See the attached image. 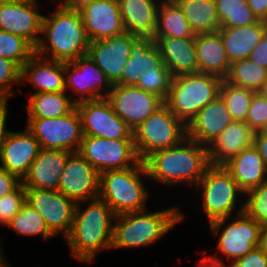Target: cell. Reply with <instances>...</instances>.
Listing matches in <instances>:
<instances>
[{
  "mask_svg": "<svg viewBox=\"0 0 267 267\" xmlns=\"http://www.w3.org/2000/svg\"><path fill=\"white\" fill-rule=\"evenodd\" d=\"M41 34L45 37L40 38L35 47V53L39 56L70 62L88 53L90 41L81 13L75 5L59 4L50 15H43Z\"/></svg>",
  "mask_w": 267,
  "mask_h": 267,
  "instance_id": "cell-1",
  "label": "cell"
},
{
  "mask_svg": "<svg viewBox=\"0 0 267 267\" xmlns=\"http://www.w3.org/2000/svg\"><path fill=\"white\" fill-rule=\"evenodd\" d=\"M76 203L70 234L65 238L79 263L92 262L97 252L112 248L115 214L99 197Z\"/></svg>",
  "mask_w": 267,
  "mask_h": 267,
  "instance_id": "cell-2",
  "label": "cell"
},
{
  "mask_svg": "<svg viewBox=\"0 0 267 267\" xmlns=\"http://www.w3.org/2000/svg\"><path fill=\"white\" fill-rule=\"evenodd\" d=\"M144 162L149 178L169 187L183 183L195 187L211 165L207 146L188 137L176 146L154 152Z\"/></svg>",
  "mask_w": 267,
  "mask_h": 267,
  "instance_id": "cell-3",
  "label": "cell"
},
{
  "mask_svg": "<svg viewBox=\"0 0 267 267\" xmlns=\"http://www.w3.org/2000/svg\"><path fill=\"white\" fill-rule=\"evenodd\" d=\"M185 217L177 207L153 213L144 210L116 215L111 249L150 246L163 238Z\"/></svg>",
  "mask_w": 267,
  "mask_h": 267,
  "instance_id": "cell-4",
  "label": "cell"
},
{
  "mask_svg": "<svg viewBox=\"0 0 267 267\" xmlns=\"http://www.w3.org/2000/svg\"><path fill=\"white\" fill-rule=\"evenodd\" d=\"M143 176L149 178L145 162L121 170H109L100 174L99 198L120 215L147 210L149 191L143 183Z\"/></svg>",
  "mask_w": 267,
  "mask_h": 267,
  "instance_id": "cell-5",
  "label": "cell"
},
{
  "mask_svg": "<svg viewBox=\"0 0 267 267\" xmlns=\"http://www.w3.org/2000/svg\"><path fill=\"white\" fill-rule=\"evenodd\" d=\"M223 79L206 73L173 76L165 105L186 126L219 96Z\"/></svg>",
  "mask_w": 267,
  "mask_h": 267,
  "instance_id": "cell-6",
  "label": "cell"
},
{
  "mask_svg": "<svg viewBox=\"0 0 267 267\" xmlns=\"http://www.w3.org/2000/svg\"><path fill=\"white\" fill-rule=\"evenodd\" d=\"M195 188L202 191L201 204L208 224L217 219L230 218L233 213L244 212V202L240 209H237L236 204L245 193L223 166L210 165Z\"/></svg>",
  "mask_w": 267,
  "mask_h": 267,
  "instance_id": "cell-7",
  "label": "cell"
},
{
  "mask_svg": "<svg viewBox=\"0 0 267 267\" xmlns=\"http://www.w3.org/2000/svg\"><path fill=\"white\" fill-rule=\"evenodd\" d=\"M187 137V126L164 104L134 131V146L140 161L154 152L181 143Z\"/></svg>",
  "mask_w": 267,
  "mask_h": 267,
  "instance_id": "cell-8",
  "label": "cell"
},
{
  "mask_svg": "<svg viewBox=\"0 0 267 267\" xmlns=\"http://www.w3.org/2000/svg\"><path fill=\"white\" fill-rule=\"evenodd\" d=\"M229 218L217 219L209 223L214 236H220L218 248L227 260L237 261L248 252L259 246L261 225L245 212L233 215ZM226 222L228 225L225 226ZM223 226H225L223 228ZM222 230V232H221Z\"/></svg>",
  "mask_w": 267,
  "mask_h": 267,
  "instance_id": "cell-9",
  "label": "cell"
},
{
  "mask_svg": "<svg viewBox=\"0 0 267 267\" xmlns=\"http://www.w3.org/2000/svg\"><path fill=\"white\" fill-rule=\"evenodd\" d=\"M26 127L42 149L76 152L83 138L81 118L76 108L57 118H27Z\"/></svg>",
  "mask_w": 267,
  "mask_h": 267,
  "instance_id": "cell-10",
  "label": "cell"
},
{
  "mask_svg": "<svg viewBox=\"0 0 267 267\" xmlns=\"http://www.w3.org/2000/svg\"><path fill=\"white\" fill-rule=\"evenodd\" d=\"M78 152L101 174L135 166L137 156L133 139H104L83 135Z\"/></svg>",
  "mask_w": 267,
  "mask_h": 267,
  "instance_id": "cell-11",
  "label": "cell"
},
{
  "mask_svg": "<svg viewBox=\"0 0 267 267\" xmlns=\"http://www.w3.org/2000/svg\"><path fill=\"white\" fill-rule=\"evenodd\" d=\"M106 99L115 114L133 131L152 113L161 108L165 101L136 86L112 85Z\"/></svg>",
  "mask_w": 267,
  "mask_h": 267,
  "instance_id": "cell-12",
  "label": "cell"
},
{
  "mask_svg": "<svg viewBox=\"0 0 267 267\" xmlns=\"http://www.w3.org/2000/svg\"><path fill=\"white\" fill-rule=\"evenodd\" d=\"M81 118L82 133L104 139H133V130L118 117L106 99L76 104Z\"/></svg>",
  "mask_w": 267,
  "mask_h": 267,
  "instance_id": "cell-13",
  "label": "cell"
},
{
  "mask_svg": "<svg viewBox=\"0 0 267 267\" xmlns=\"http://www.w3.org/2000/svg\"><path fill=\"white\" fill-rule=\"evenodd\" d=\"M26 202L38 211L49 232L66 238L71 231L76 203L58 190L25 187Z\"/></svg>",
  "mask_w": 267,
  "mask_h": 267,
  "instance_id": "cell-14",
  "label": "cell"
},
{
  "mask_svg": "<svg viewBox=\"0 0 267 267\" xmlns=\"http://www.w3.org/2000/svg\"><path fill=\"white\" fill-rule=\"evenodd\" d=\"M100 173L78 152H71L61 173L58 191L75 203L99 197Z\"/></svg>",
  "mask_w": 267,
  "mask_h": 267,
  "instance_id": "cell-15",
  "label": "cell"
},
{
  "mask_svg": "<svg viewBox=\"0 0 267 267\" xmlns=\"http://www.w3.org/2000/svg\"><path fill=\"white\" fill-rule=\"evenodd\" d=\"M140 38L130 33L91 41L87 55L95 62L111 85L120 84L133 45Z\"/></svg>",
  "mask_w": 267,
  "mask_h": 267,
  "instance_id": "cell-16",
  "label": "cell"
},
{
  "mask_svg": "<svg viewBox=\"0 0 267 267\" xmlns=\"http://www.w3.org/2000/svg\"><path fill=\"white\" fill-rule=\"evenodd\" d=\"M65 80L66 92L71 88L78 96L77 103L106 98L112 87L88 55L65 62Z\"/></svg>",
  "mask_w": 267,
  "mask_h": 267,
  "instance_id": "cell-17",
  "label": "cell"
},
{
  "mask_svg": "<svg viewBox=\"0 0 267 267\" xmlns=\"http://www.w3.org/2000/svg\"><path fill=\"white\" fill-rule=\"evenodd\" d=\"M75 6L90 42L125 33L118 0H79Z\"/></svg>",
  "mask_w": 267,
  "mask_h": 267,
  "instance_id": "cell-18",
  "label": "cell"
},
{
  "mask_svg": "<svg viewBox=\"0 0 267 267\" xmlns=\"http://www.w3.org/2000/svg\"><path fill=\"white\" fill-rule=\"evenodd\" d=\"M38 0L0 4V30L22 36L34 47L39 43L43 15Z\"/></svg>",
  "mask_w": 267,
  "mask_h": 267,
  "instance_id": "cell-19",
  "label": "cell"
},
{
  "mask_svg": "<svg viewBox=\"0 0 267 267\" xmlns=\"http://www.w3.org/2000/svg\"><path fill=\"white\" fill-rule=\"evenodd\" d=\"M40 150L39 141L27 128L20 132L10 131L2 147L0 166L22 180Z\"/></svg>",
  "mask_w": 267,
  "mask_h": 267,
  "instance_id": "cell-20",
  "label": "cell"
},
{
  "mask_svg": "<svg viewBox=\"0 0 267 267\" xmlns=\"http://www.w3.org/2000/svg\"><path fill=\"white\" fill-rule=\"evenodd\" d=\"M21 83H30L35 92H66L65 62L51 60L36 53L21 67Z\"/></svg>",
  "mask_w": 267,
  "mask_h": 267,
  "instance_id": "cell-21",
  "label": "cell"
},
{
  "mask_svg": "<svg viewBox=\"0 0 267 267\" xmlns=\"http://www.w3.org/2000/svg\"><path fill=\"white\" fill-rule=\"evenodd\" d=\"M71 152L42 149L30 164L28 173L21 180L24 187L58 190L61 173Z\"/></svg>",
  "mask_w": 267,
  "mask_h": 267,
  "instance_id": "cell-22",
  "label": "cell"
},
{
  "mask_svg": "<svg viewBox=\"0 0 267 267\" xmlns=\"http://www.w3.org/2000/svg\"><path fill=\"white\" fill-rule=\"evenodd\" d=\"M255 131L246 123L232 121L208 146L211 165L223 166L241 151L253 145Z\"/></svg>",
  "mask_w": 267,
  "mask_h": 267,
  "instance_id": "cell-23",
  "label": "cell"
},
{
  "mask_svg": "<svg viewBox=\"0 0 267 267\" xmlns=\"http://www.w3.org/2000/svg\"><path fill=\"white\" fill-rule=\"evenodd\" d=\"M233 121L220 96L202 108L187 126V137L208 146Z\"/></svg>",
  "mask_w": 267,
  "mask_h": 267,
  "instance_id": "cell-24",
  "label": "cell"
},
{
  "mask_svg": "<svg viewBox=\"0 0 267 267\" xmlns=\"http://www.w3.org/2000/svg\"><path fill=\"white\" fill-rule=\"evenodd\" d=\"M162 0H118L125 32L153 39Z\"/></svg>",
  "mask_w": 267,
  "mask_h": 267,
  "instance_id": "cell-25",
  "label": "cell"
},
{
  "mask_svg": "<svg viewBox=\"0 0 267 267\" xmlns=\"http://www.w3.org/2000/svg\"><path fill=\"white\" fill-rule=\"evenodd\" d=\"M172 76L198 73L195 39L153 37Z\"/></svg>",
  "mask_w": 267,
  "mask_h": 267,
  "instance_id": "cell-26",
  "label": "cell"
},
{
  "mask_svg": "<svg viewBox=\"0 0 267 267\" xmlns=\"http://www.w3.org/2000/svg\"><path fill=\"white\" fill-rule=\"evenodd\" d=\"M267 31V21L258 20L252 25L221 27L220 34L230 64L249 58Z\"/></svg>",
  "mask_w": 267,
  "mask_h": 267,
  "instance_id": "cell-27",
  "label": "cell"
},
{
  "mask_svg": "<svg viewBox=\"0 0 267 267\" xmlns=\"http://www.w3.org/2000/svg\"><path fill=\"white\" fill-rule=\"evenodd\" d=\"M223 167L244 193L267 180V167L254 145L241 151Z\"/></svg>",
  "mask_w": 267,
  "mask_h": 267,
  "instance_id": "cell-28",
  "label": "cell"
},
{
  "mask_svg": "<svg viewBox=\"0 0 267 267\" xmlns=\"http://www.w3.org/2000/svg\"><path fill=\"white\" fill-rule=\"evenodd\" d=\"M198 73L216 75L225 79L230 70L222 38L218 32L195 35Z\"/></svg>",
  "mask_w": 267,
  "mask_h": 267,
  "instance_id": "cell-29",
  "label": "cell"
},
{
  "mask_svg": "<svg viewBox=\"0 0 267 267\" xmlns=\"http://www.w3.org/2000/svg\"><path fill=\"white\" fill-rule=\"evenodd\" d=\"M154 67H166L158 46L151 38H140L131 50V57L125 64L121 77V85L135 86L139 79L140 73Z\"/></svg>",
  "mask_w": 267,
  "mask_h": 267,
  "instance_id": "cell-30",
  "label": "cell"
},
{
  "mask_svg": "<svg viewBox=\"0 0 267 267\" xmlns=\"http://www.w3.org/2000/svg\"><path fill=\"white\" fill-rule=\"evenodd\" d=\"M68 92L30 93L27 118H57L76 108L77 97Z\"/></svg>",
  "mask_w": 267,
  "mask_h": 267,
  "instance_id": "cell-31",
  "label": "cell"
},
{
  "mask_svg": "<svg viewBox=\"0 0 267 267\" xmlns=\"http://www.w3.org/2000/svg\"><path fill=\"white\" fill-rule=\"evenodd\" d=\"M195 35L216 33L220 28L215 0H174Z\"/></svg>",
  "mask_w": 267,
  "mask_h": 267,
  "instance_id": "cell-32",
  "label": "cell"
},
{
  "mask_svg": "<svg viewBox=\"0 0 267 267\" xmlns=\"http://www.w3.org/2000/svg\"><path fill=\"white\" fill-rule=\"evenodd\" d=\"M154 37L195 39L182 9L174 0H162L157 12Z\"/></svg>",
  "mask_w": 267,
  "mask_h": 267,
  "instance_id": "cell-33",
  "label": "cell"
},
{
  "mask_svg": "<svg viewBox=\"0 0 267 267\" xmlns=\"http://www.w3.org/2000/svg\"><path fill=\"white\" fill-rule=\"evenodd\" d=\"M225 80L232 85L258 92L267 81V69L247 59L230 64Z\"/></svg>",
  "mask_w": 267,
  "mask_h": 267,
  "instance_id": "cell-34",
  "label": "cell"
},
{
  "mask_svg": "<svg viewBox=\"0 0 267 267\" xmlns=\"http://www.w3.org/2000/svg\"><path fill=\"white\" fill-rule=\"evenodd\" d=\"M221 27H241L258 21L247 0H215Z\"/></svg>",
  "mask_w": 267,
  "mask_h": 267,
  "instance_id": "cell-35",
  "label": "cell"
},
{
  "mask_svg": "<svg viewBox=\"0 0 267 267\" xmlns=\"http://www.w3.org/2000/svg\"><path fill=\"white\" fill-rule=\"evenodd\" d=\"M7 227L23 236L41 235L45 240L53 237L41 214L27 202L11 219Z\"/></svg>",
  "mask_w": 267,
  "mask_h": 267,
  "instance_id": "cell-36",
  "label": "cell"
},
{
  "mask_svg": "<svg viewBox=\"0 0 267 267\" xmlns=\"http://www.w3.org/2000/svg\"><path fill=\"white\" fill-rule=\"evenodd\" d=\"M254 91L232 85L223 79L219 96L222 98L233 121L245 122Z\"/></svg>",
  "mask_w": 267,
  "mask_h": 267,
  "instance_id": "cell-37",
  "label": "cell"
},
{
  "mask_svg": "<svg viewBox=\"0 0 267 267\" xmlns=\"http://www.w3.org/2000/svg\"><path fill=\"white\" fill-rule=\"evenodd\" d=\"M35 54V47L22 36L0 30V57L20 68Z\"/></svg>",
  "mask_w": 267,
  "mask_h": 267,
  "instance_id": "cell-38",
  "label": "cell"
},
{
  "mask_svg": "<svg viewBox=\"0 0 267 267\" xmlns=\"http://www.w3.org/2000/svg\"><path fill=\"white\" fill-rule=\"evenodd\" d=\"M172 77L167 67H154V69H148L140 73V79L135 86L155 94L165 101L168 96Z\"/></svg>",
  "mask_w": 267,
  "mask_h": 267,
  "instance_id": "cell-39",
  "label": "cell"
},
{
  "mask_svg": "<svg viewBox=\"0 0 267 267\" xmlns=\"http://www.w3.org/2000/svg\"><path fill=\"white\" fill-rule=\"evenodd\" d=\"M244 198V212L260 225H267V180L247 191Z\"/></svg>",
  "mask_w": 267,
  "mask_h": 267,
  "instance_id": "cell-40",
  "label": "cell"
},
{
  "mask_svg": "<svg viewBox=\"0 0 267 267\" xmlns=\"http://www.w3.org/2000/svg\"><path fill=\"white\" fill-rule=\"evenodd\" d=\"M21 68L12 60L0 57V101H8L16 95L12 91L15 84H20Z\"/></svg>",
  "mask_w": 267,
  "mask_h": 267,
  "instance_id": "cell-41",
  "label": "cell"
},
{
  "mask_svg": "<svg viewBox=\"0 0 267 267\" xmlns=\"http://www.w3.org/2000/svg\"><path fill=\"white\" fill-rule=\"evenodd\" d=\"M26 202L25 187L20 184L13 192L0 198V225L7 226Z\"/></svg>",
  "mask_w": 267,
  "mask_h": 267,
  "instance_id": "cell-42",
  "label": "cell"
},
{
  "mask_svg": "<svg viewBox=\"0 0 267 267\" xmlns=\"http://www.w3.org/2000/svg\"><path fill=\"white\" fill-rule=\"evenodd\" d=\"M267 120V98L255 92L247 113L246 123L258 132Z\"/></svg>",
  "mask_w": 267,
  "mask_h": 267,
  "instance_id": "cell-43",
  "label": "cell"
},
{
  "mask_svg": "<svg viewBox=\"0 0 267 267\" xmlns=\"http://www.w3.org/2000/svg\"><path fill=\"white\" fill-rule=\"evenodd\" d=\"M240 267H267V256L256 247L236 261Z\"/></svg>",
  "mask_w": 267,
  "mask_h": 267,
  "instance_id": "cell-44",
  "label": "cell"
},
{
  "mask_svg": "<svg viewBox=\"0 0 267 267\" xmlns=\"http://www.w3.org/2000/svg\"><path fill=\"white\" fill-rule=\"evenodd\" d=\"M20 184L21 180L16 175L0 166V198L13 192Z\"/></svg>",
  "mask_w": 267,
  "mask_h": 267,
  "instance_id": "cell-45",
  "label": "cell"
},
{
  "mask_svg": "<svg viewBox=\"0 0 267 267\" xmlns=\"http://www.w3.org/2000/svg\"><path fill=\"white\" fill-rule=\"evenodd\" d=\"M248 59L267 69V31Z\"/></svg>",
  "mask_w": 267,
  "mask_h": 267,
  "instance_id": "cell-46",
  "label": "cell"
},
{
  "mask_svg": "<svg viewBox=\"0 0 267 267\" xmlns=\"http://www.w3.org/2000/svg\"><path fill=\"white\" fill-rule=\"evenodd\" d=\"M8 101H0V159L2 154V147L5 142V139L10 132L6 129V122L8 117Z\"/></svg>",
  "mask_w": 267,
  "mask_h": 267,
  "instance_id": "cell-47",
  "label": "cell"
},
{
  "mask_svg": "<svg viewBox=\"0 0 267 267\" xmlns=\"http://www.w3.org/2000/svg\"><path fill=\"white\" fill-rule=\"evenodd\" d=\"M247 3L258 20L267 21V0H247Z\"/></svg>",
  "mask_w": 267,
  "mask_h": 267,
  "instance_id": "cell-48",
  "label": "cell"
},
{
  "mask_svg": "<svg viewBox=\"0 0 267 267\" xmlns=\"http://www.w3.org/2000/svg\"><path fill=\"white\" fill-rule=\"evenodd\" d=\"M253 145L258 150L267 167V136L255 132Z\"/></svg>",
  "mask_w": 267,
  "mask_h": 267,
  "instance_id": "cell-49",
  "label": "cell"
},
{
  "mask_svg": "<svg viewBox=\"0 0 267 267\" xmlns=\"http://www.w3.org/2000/svg\"><path fill=\"white\" fill-rule=\"evenodd\" d=\"M223 259L219 258L217 255H207L205 254V257L199 260L197 267H224Z\"/></svg>",
  "mask_w": 267,
  "mask_h": 267,
  "instance_id": "cell-50",
  "label": "cell"
},
{
  "mask_svg": "<svg viewBox=\"0 0 267 267\" xmlns=\"http://www.w3.org/2000/svg\"><path fill=\"white\" fill-rule=\"evenodd\" d=\"M258 247L267 256V225H261Z\"/></svg>",
  "mask_w": 267,
  "mask_h": 267,
  "instance_id": "cell-51",
  "label": "cell"
},
{
  "mask_svg": "<svg viewBox=\"0 0 267 267\" xmlns=\"http://www.w3.org/2000/svg\"><path fill=\"white\" fill-rule=\"evenodd\" d=\"M258 93H260L263 97L267 98V81L262 85Z\"/></svg>",
  "mask_w": 267,
  "mask_h": 267,
  "instance_id": "cell-52",
  "label": "cell"
},
{
  "mask_svg": "<svg viewBox=\"0 0 267 267\" xmlns=\"http://www.w3.org/2000/svg\"><path fill=\"white\" fill-rule=\"evenodd\" d=\"M2 242H1V240H0V267H4V261L6 260L5 258V256L3 255V248L1 249V244Z\"/></svg>",
  "mask_w": 267,
  "mask_h": 267,
  "instance_id": "cell-53",
  "label": "cell"
},
{
  "mask_svg": "<svg viewBox=\"0 0 267 267\" xmlns=\"http://www.w3.org/2000/svg\"><path fill=\"white\" fill-rule=\"evenodd\" d=\"M258 133L267 136V120L265 121L262 128L258 131Z\"/></svg>",
  "mask_w": 267,
  "mask_h": 267,
  "instance_id": "cell-54",
  "label": "cell"
},
{
  "mask_svg": "<svg viewBox=\"0 0 267 267\" xmlns=\"http://www.w3.org/2000/svg\"><path fill=\"white\" fill-rule=\"evenodd\" d=\"M79 0H63L61 5H75Z\"/></svg>",
  "mask_w": 267,
  "mask_h": 267,
  "instance_id": "cell-55",
  "label": "cell"
},
{
  "mask_svg": "<svg viewBox=\"0 0 267 267\" xmlns=\"http://www.w3.org/2000/svg\"><path fill=\"white\" fill-rule=\"evenodd\" d=\"M20 0H0V4H6V3H14L18 2Z\"/></svg>",
  "mask_w": 267,
  "mask_h": 267,
  "instance_id": "cell-56",
  "label": "cell"
},
{
  "mask_svg": "<svg viewBox=\"0 0 267 267\" xmlns=\"http://www.w3.org/2000/svg\"><path fill=\"white\" fill-rule=\"evenodd\" d=\"M224 267H240L236 261H232L228 266L224 264Z\"/></svg>",
  "mask_w": 267,
  "mask_h": 267,
  "instance_id": "cell-57",
  "label": "cell"
},
{
  "mask_svg": "<svg viewBox=\"0 0 267 267\" xmlns=\"http://www.w3.org/2000/svg\"><path fill=\"white\" fill-rule=\"evenodd\" d=\"M8 260L4 261V267H10L11 265H9V263L7 262Z\"/></svg>",
  "mask_w": 267,
  "mask_h": 267,
  "instance_id": "cell-58",
  "label": "cell"
}]
</instances>
